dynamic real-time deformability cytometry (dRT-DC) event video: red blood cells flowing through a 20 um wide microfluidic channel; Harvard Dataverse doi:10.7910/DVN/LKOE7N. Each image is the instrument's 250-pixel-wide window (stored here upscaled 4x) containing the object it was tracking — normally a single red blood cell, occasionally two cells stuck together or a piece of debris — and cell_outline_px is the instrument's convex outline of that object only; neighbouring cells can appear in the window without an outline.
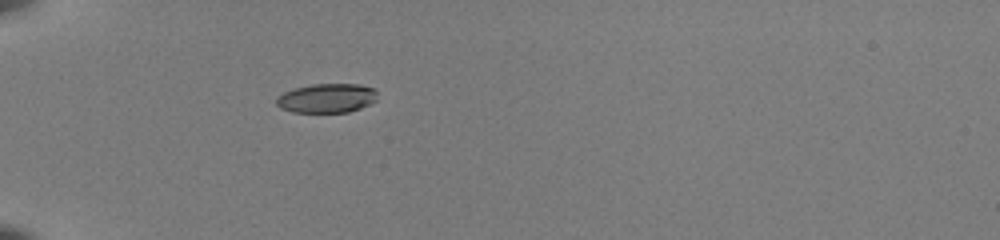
{"species": "common noctule bat (a hibernating species)", "species_latin": "Nyctalus noctula", "temperature_condition": "room temperature", "stored_images_in_passage": 36, "camera_frame_rate_fps": 3000, "um_per_image_px": 0.085, "animal": {"sex": "female", "body_mass_g": 22.0, "forearm_length_mm": 56.7}, "frame": {"image": 1, "passage_image": 1, "time_ms": 0.0, "image_size_px": [1000, 240], "cell_outline_px": [[376, 100], [360, 108], [348, 112], [292, 112], [280, 108], [276, 104], [276, 96], [284, 92], [296, 88], [312, 84], [360, 84], [376, 88]], "centroid_in_image_um": [27.77, 8.34], "position_along_channel_um": 57.2, "area_um2": 17.22}}
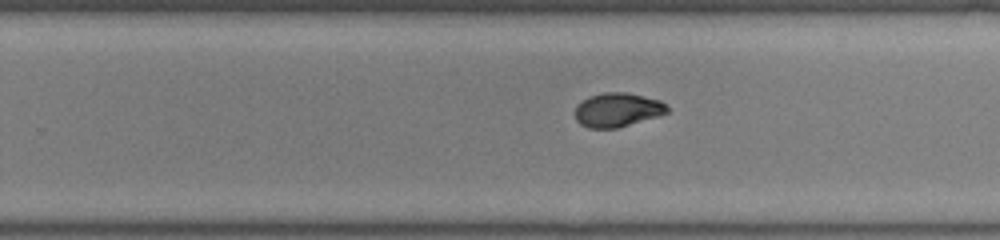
{"frame": {"image": 2, "passage_image": 19, "time_ms": 6.0, "image_size_px": [1000, 240], "cell_outline_px": [[668, 112], [660, 116], [616, 128], [588, 128], [580, 124], [576, 120], [576, 104], [588, 96], [604, 92], [628, 92], [660, 100], [668, 108]], "centroid_in_image_um": [52.47, 9.33], "position_along_channel_um": 277.3, "area_um2": 18.38}}
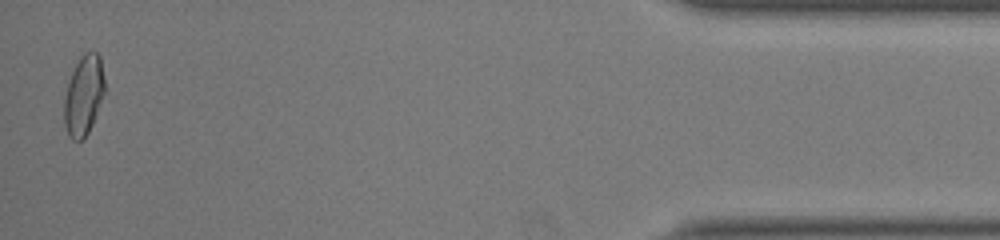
{"frame": {"image": 3, "passage_image": 35, "time_ms": 11.333, "image_size_px": [1000, 240], "cell_outline_px": [[104, 92], [92, 124], [84, 140], [72, 140], [68, 136], [64, 124], [64, 100], [68, 84], [72, 72], [80, 56], [84, 52], [96, 52], [100, 56], [104, 76]], "centroid_in_image_um": [7.1, 8.12], "position_along_channel_um": 428.1, "area_um2": 18.73}, "authors_computed_cell_mechanics": {"area_um2": 18.6116, "velocity_mm_per_s": 4.0098, "shape_relaxation_time_tau1_ms": 4.6668, "shape_relaxation_time_tau2_ms": 1.8296, "deformation_change_tau1": 0.1732, "deformation_change_tau2": 0.0429}}